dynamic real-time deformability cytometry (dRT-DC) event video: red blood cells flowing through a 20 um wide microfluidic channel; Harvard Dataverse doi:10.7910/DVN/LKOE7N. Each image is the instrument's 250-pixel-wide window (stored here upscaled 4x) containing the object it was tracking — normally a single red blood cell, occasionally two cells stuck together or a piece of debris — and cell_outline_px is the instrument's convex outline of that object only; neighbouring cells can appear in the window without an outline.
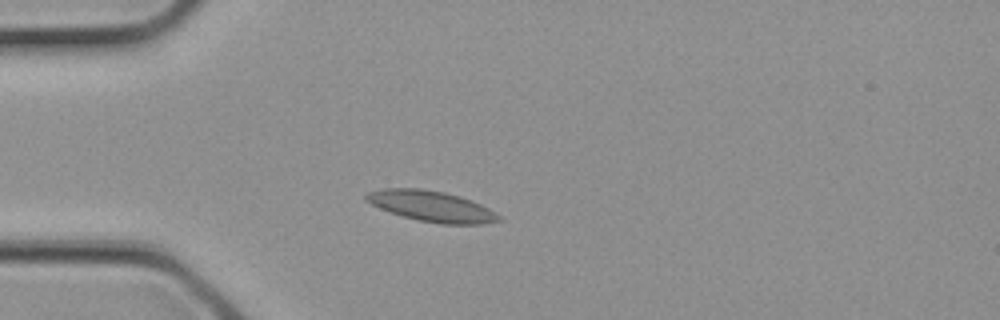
{"species": "common noctule bat (a hibernating species)", "species_latin": "Nyctalus noctula", "temperature_condition": "cold", "stored_images_in_passage": 4, "camera_frame_rate_fps": 3000, "um_per_image_px": 0.085, "animal": {"sex": "female", "body_mass_g": 21.9}, "frame": {"image": 1, "passage_image": 4, "time_ms": 1.0, "image_size_px": [1000, 320], "cell_outline_px": [[500, 220], [484, 224], [440, 224], [416, 220], [380, 208], [364, 200], [364, 196], [368, 192], [384, 188], [420, 188], [444, 192], [460, 196], [472, 200], [496, 212], [500, 216]], "centroid_in_image_um": [36.68, 17.53], "position_along_channel_um": 48.3, "area_um2": 23.7}}